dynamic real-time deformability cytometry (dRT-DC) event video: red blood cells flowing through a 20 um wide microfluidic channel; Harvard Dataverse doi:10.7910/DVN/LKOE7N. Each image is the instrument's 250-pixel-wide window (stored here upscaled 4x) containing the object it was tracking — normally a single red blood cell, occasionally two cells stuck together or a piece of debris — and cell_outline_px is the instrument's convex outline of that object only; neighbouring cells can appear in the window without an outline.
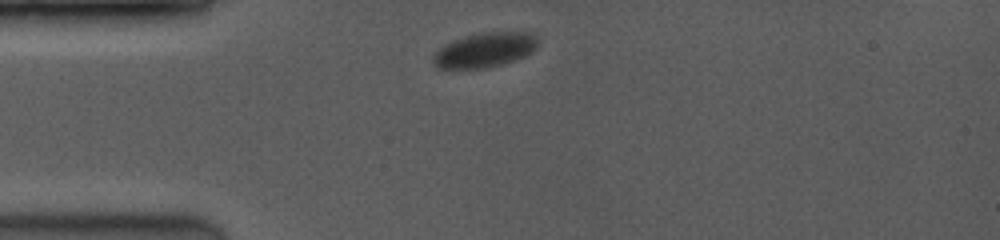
{"species": "common noctule bat (a hibernating species)", "species_latin": "Nyctalus noctula", "temperature_condition": "room temperature", "stored_images_in_passage": 2, "camera_frame_rate_fps": 3500, "um_per_image_px": 0.085, "animal": {"sex": "female", "body_mass_g": 19.0, "forearm_length_mm": 53.3}, "frame": {"image": 1, "passage_image": 1, "time_ms": 0.0, "image_size_px": [1000, 240], "cell_outline_px": [[536, 48], [532, 52], [524, 56], [488, 68], [436, 68], [432, 60], [432, 56], [444, 44], [464, 36], [480, 32], [528, 32], [536, 36]], "centroid_in_image_um": [41.17, 4.24], "position_along_channel_um": 43.8, "area_um2": 20.98}}